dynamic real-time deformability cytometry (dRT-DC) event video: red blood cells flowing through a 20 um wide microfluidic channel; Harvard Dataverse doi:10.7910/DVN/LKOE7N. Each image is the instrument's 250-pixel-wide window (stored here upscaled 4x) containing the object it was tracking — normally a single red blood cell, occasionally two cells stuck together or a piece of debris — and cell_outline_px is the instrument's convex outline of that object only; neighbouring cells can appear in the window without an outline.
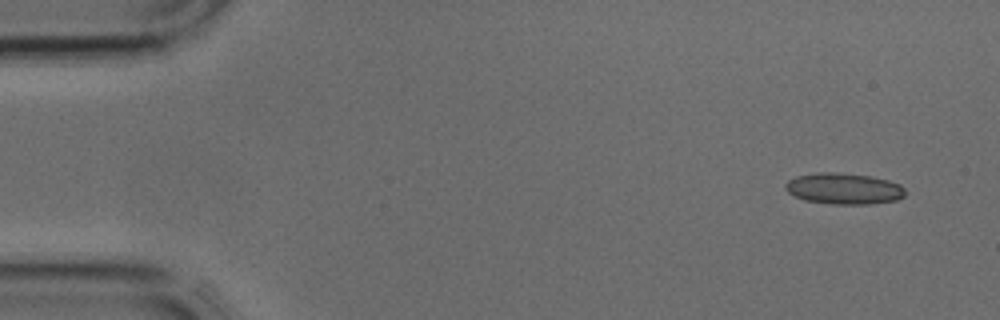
{"species": "common noctule bat (a hibernating species)", "species_latin": "Nyctalus noctula", "temperature_condition": "cold", "stored_images_in_passage": 3, "camera_frame_rate_fps": 3000, "um_per_image_px": 0.085, "animal": {"sex": "male", "body_mass_g": 17.9, "forearm_length_mm": 54.2}, "frame": {"image": 1, "passage_image": 1, "time_ms": 0.0, "image_size_px": [1000, 320], "cell_outline_px": [[904, 196], [896, 200], [868, 204], [832, 204], [804, 200], [788, 192], [784, 188], [784, 184], [788, 180], [796, 176], [816, 172], [836, 172], [872, 176], [888, 180], [900, 184], [904, 188]], "centroid_in_image_um": [71.7, 16.02], "position_along_channel_um": 13.3, "area_um2": 21.85}}